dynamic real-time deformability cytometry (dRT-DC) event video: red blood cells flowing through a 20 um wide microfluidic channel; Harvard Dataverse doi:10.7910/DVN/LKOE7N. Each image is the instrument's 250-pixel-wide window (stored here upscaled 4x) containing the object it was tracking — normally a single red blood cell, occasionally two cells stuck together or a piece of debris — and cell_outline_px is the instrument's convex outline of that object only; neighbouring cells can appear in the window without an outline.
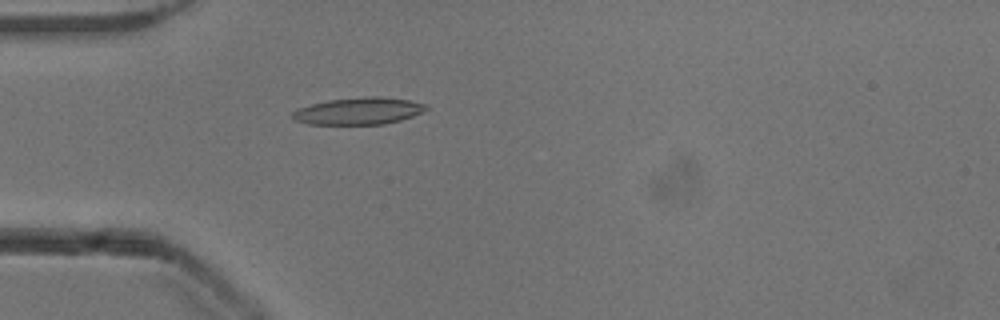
{"species": "common noctule bat (a hibernating species)", "species_latin": "Nyctalus noctula", "temperature_condition": "cold", "stored_images_in_passage": 44, "camera_frame_rate_fps": 3000, "um_per_image_px": 0.085, "animal": {"sex": "male", "body_mass_g": 13.3}, "frame": {"image": 1, "passage_image": 7, "time_ms": 2.0, "image_size_px": [1000, 320], "cell_outline_px": [[428, 108], [424, 112], [400, 120], [384, 124], [308, 124], [296, 120], [288, 116], [296, 108], [328, 100], [364, 96], [380, 96], [408, 100], [428, 104]], "centroid_in_image_um": [30.47, 9.43], "position_along_channel_um": 54.5, "area_um2": 21.21}}
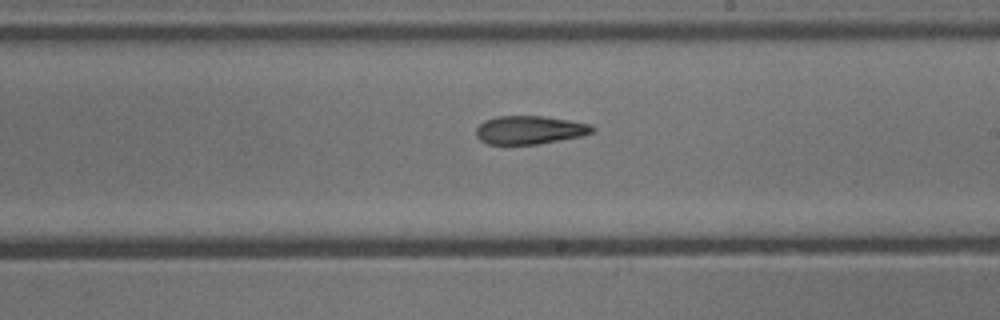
{"frame": {"image": 2, "passage_image": 22, "time_ms": 7.0, "image_size_px": [1000, 320], "cell_outline_px": [[596, 128], [592, 132], [580, 136], [560, 140], [536, 144], [488, 144], [480, 140], [476, 136], [476, 128], [484, 120], [496, 116], [544, 116], [568, 120], [588, 124]], "centroid_in_image_um": [44.98, 11.04], "position_along_channel_um": 244.0, "area_um2": 19.07}}
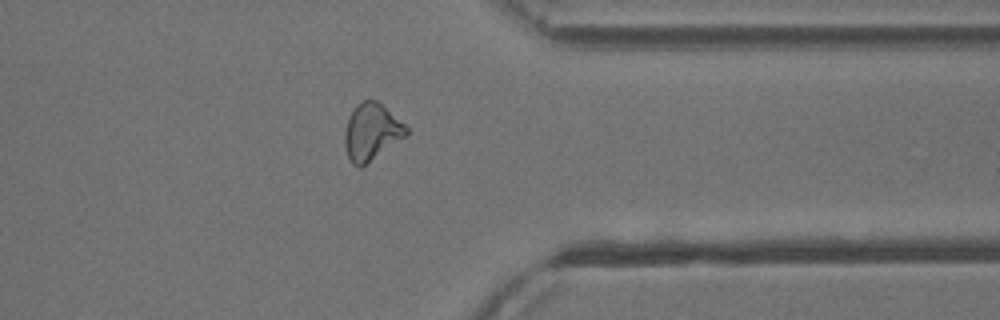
{"frame": {"image": 3, "passage_image": 33, "time_ms": 10.667, "image_size_px": [1000, 320], "cell_outline_px": [[408, 136], [360, 168], [352, 164], [348, 156], [344, 144], [344, 132], [348, 116], [364, 100], [376, 100], [404, 124], [408, 128]], "centroid_in_image_um": [31.58, 11.25], "position_along_channel_um": 379.8, "area_um2": 20.23}, "authors_computed_cell_mechanics": {"area_um2": 20.2589, "velocity_mm_per_s": 3.9298, "shape_relaxation_time_tau1_ms": null, "shape_relaxation_time_tau2_ms": 5.0526, "deformation_change_tau1": null, "deformation_change_tau2": 0.1423}}